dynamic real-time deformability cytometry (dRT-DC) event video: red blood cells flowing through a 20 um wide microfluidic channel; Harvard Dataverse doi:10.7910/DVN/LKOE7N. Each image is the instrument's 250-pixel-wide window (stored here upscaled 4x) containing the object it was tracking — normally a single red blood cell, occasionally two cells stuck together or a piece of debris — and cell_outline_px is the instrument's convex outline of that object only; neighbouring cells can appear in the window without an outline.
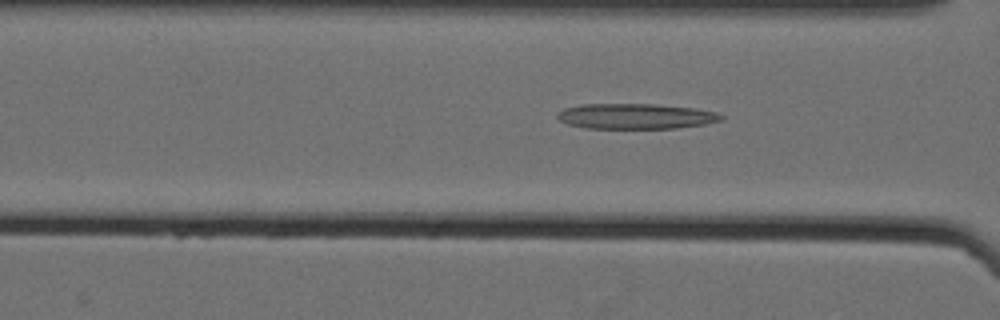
{"species": "Egyptian fruit bat (a non-hibernating species)", "species_latin": "Rousettus aegyptiacus", "temperature_condition": "cold", "stored_images_in_passage": 44, "camera_frame_rate_fps": 3000, "um_per_image_px": 0.085, "animal": {"sex": "female"}, "frame": {"image": 1, "passage_image": 17, "time_ms": 5.333, "image_size_px": [1000, 320], "cell_outline_px": [[724, 116], [720, 120], [704, 124], [676, 128], [584, 128], [568, 124], [560, 120], [556, 116], [556, 112], [564, 108], [584, 104], [656, 104], [696, 108], [716, 112]], "centroid_in_image_um": [54.01, 9.87], "position_along_channel_um": 112.6, "area_um2": 24.22}}
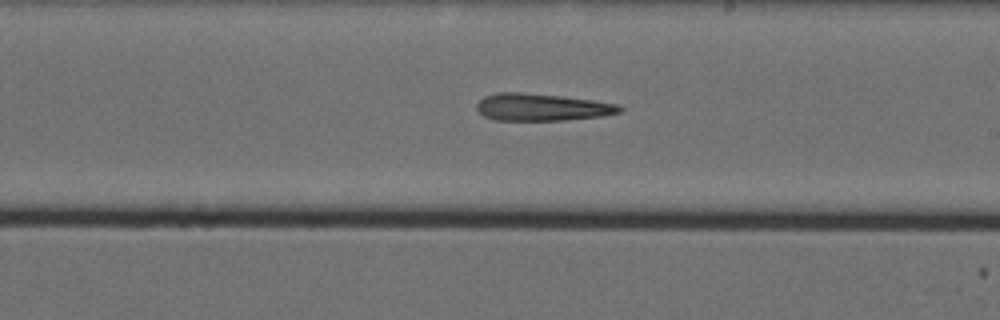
{"frame": {"image": 2, "passage_image": 28, "time_ms": 9.0, "image_size_px": [1000, 320], "cell_outline_px": [[624, 108], [620, 112], [604, 116], [564, 120], [496, 120], [484, 116], [476, 108], [476, 104], [484, 96], [496, 92], [520, 92], [560, 96], [592, 100], [620, 104]], "centroid_in_image_um": [46.07, 9.11], "position_along_channel_um": 242.9, "area_um2": 22.72}}
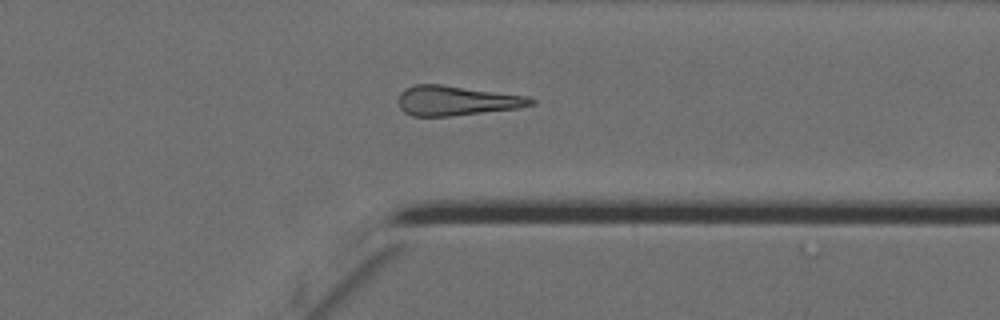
{"frame": {"image": 3, "passage_image": 39, "time_ms": 12.667, "image_size_px": [1000, 320], "cell_outline_px": [[536, 104], [516, 108], [452, 116], [412, 116], [404, 112], [400, 108], [400, 92], [404, 88], [416, 84], [444, 84], [528, 96], [536, 100]], "centroid_in_image_um": [38.81, 8.54], "position_along_channel_um": 372.6, "area_um2": 23.06}}